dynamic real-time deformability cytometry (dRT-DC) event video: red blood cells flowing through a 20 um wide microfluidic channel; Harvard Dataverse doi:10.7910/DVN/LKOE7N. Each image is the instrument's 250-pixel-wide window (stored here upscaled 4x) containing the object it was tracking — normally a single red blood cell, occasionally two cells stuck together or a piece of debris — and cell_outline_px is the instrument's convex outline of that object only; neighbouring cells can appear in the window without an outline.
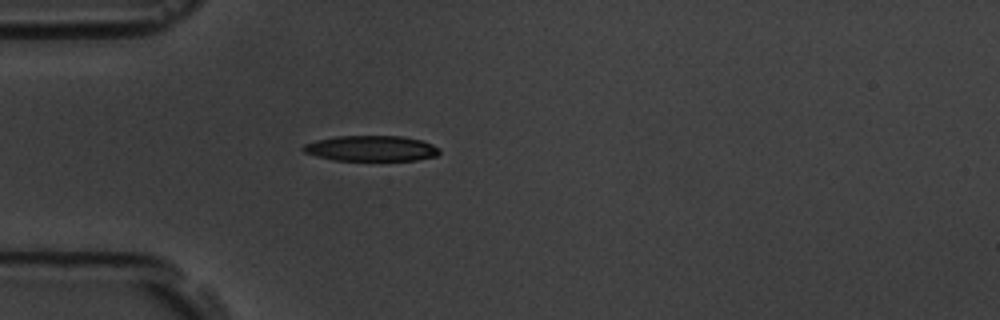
{"species": "common noctule bat (a hibernating species)", "species_latin": "Nyctalus noctula", "temperature_condition": "room temperature", "stored_images_in_passage": 1, "camera_frame_rate_fps": 3000, "um_per_image_px": 0.085, "animal": {"sex": "male", "body_mass_g": 19.5, "forearm_length_mm": 54.6}, "frame": {"image": 1, "passage_image": 1, "time_ms": 0.0, "image_size_px": [1000, 320], "cell_outline_px": [[440, 152], [436, 156], [416, 160], [336, 160], [316, 156], [304, 152], [300, 148], [304, 144], [316, 140], [336, 136], [404, 136], [420, 140], [432, 144], [440, 148]], "centroid_in_image_um": [31.55, 12.61], "position_along_channel_um": 53.5, "area_um2": 20.29}}